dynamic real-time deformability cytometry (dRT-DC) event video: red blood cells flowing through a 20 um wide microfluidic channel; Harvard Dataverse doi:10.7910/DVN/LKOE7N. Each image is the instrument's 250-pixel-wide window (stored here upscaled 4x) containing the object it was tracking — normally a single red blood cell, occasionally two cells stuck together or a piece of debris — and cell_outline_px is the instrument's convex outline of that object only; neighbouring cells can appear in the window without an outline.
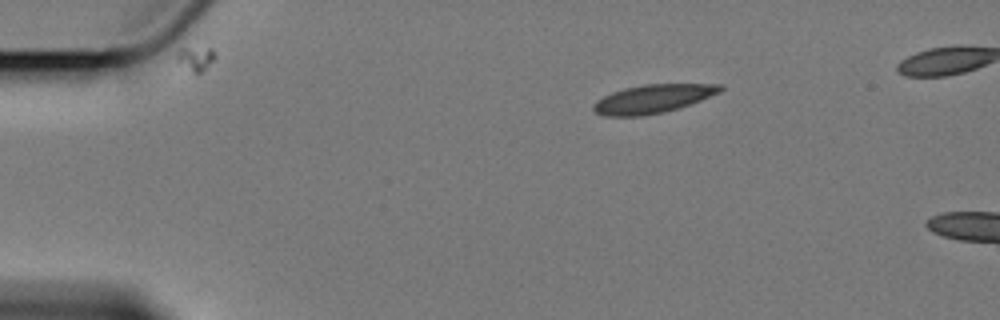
{"species": "Egyptian fruit bat (a non-hibernating species)", "species_latin": "Rousettus aegyptiacus", "temperature_condition": "cold", "stored_images_in_passage": 4, "camera_frame_rate_fps": 3000, "um_per_image_px": 0.085, "animal": {"sex": "female"}, "frame": {"image": 1, "passage_image": 1, "time_ms": 0.0, "image_size_px": [1000, 320], "cell_outline_px": [[724, 88], [720, 92], [680, 108], [664, 112], [640, 116], [604, 116], [596, 112], [592, 108], [592, 104], [596, 100], [612, 92], [624, 88], [644, 84], [724, 84]], "centroid_in_image_um": [55.48, 8.4], "position_along_channel_um": 29.5, "area_um2": 21.1}}
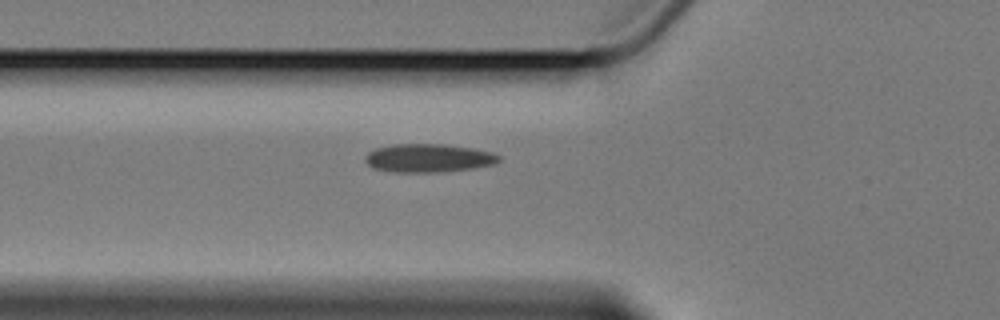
{"frame": {"image": 2, "passage_image": 4, "time_ms": 3.667, "image_size_px": [1000, 320], "cell_outline_px": [[500, 160], [496, 164], [472, 168], [436, 172], [392, 172], [372, 168], [364, 160], [364, 156], [368, 152], [376, 148], [392, 144], [444, 144], [472, 148], [492, 152], [500, 156]], "centroid_in_image_um": [36.39, 13.43], "position_along_channel_um": 89.4, "area_um2": 22.2}}